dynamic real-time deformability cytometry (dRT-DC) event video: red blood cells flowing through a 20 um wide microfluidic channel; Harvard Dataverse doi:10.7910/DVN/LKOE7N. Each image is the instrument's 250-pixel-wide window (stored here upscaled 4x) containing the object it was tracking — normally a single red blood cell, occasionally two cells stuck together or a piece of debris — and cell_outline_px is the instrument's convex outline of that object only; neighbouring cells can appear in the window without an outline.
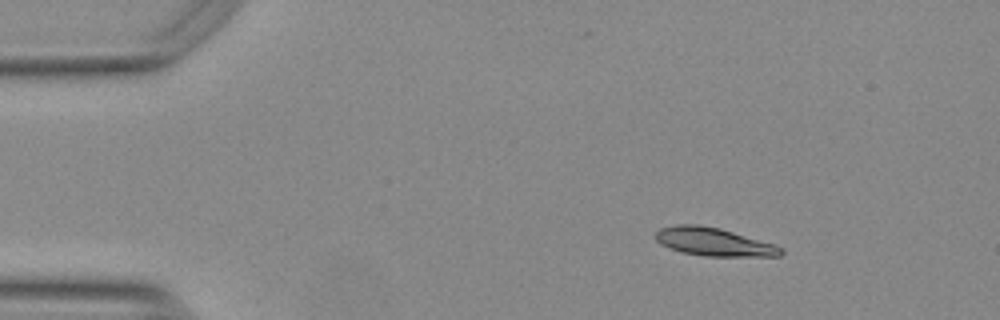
{"species": "Egyptian fruit bat (a non-hibernating species)", "species_latin": "Rousettus aegyptiacus", "temperature_condition": "warm", "stored_images_in_passage": 47, "camera_frame_rate_fps": 3000, "um_per_image_px": 0.085, "animal": {"sex": "female"}, "frame": {"image": 1, "passage_image": 1, "time_ms": 0.0, "image_size_px": [1000, 320], "cell_outline_px": [[784, 252], [780, 256], [704, 256], [680, 252], [668, 248], [660, 244], [656, 240], [656, 232], [660, 228], [676, 224], [696, 224], [720, 228], [776, 244]], "centroid_in_image_um": [60.65, 20.56], "position_along_channel_um": 24.4, "area_um2": 20.69}}
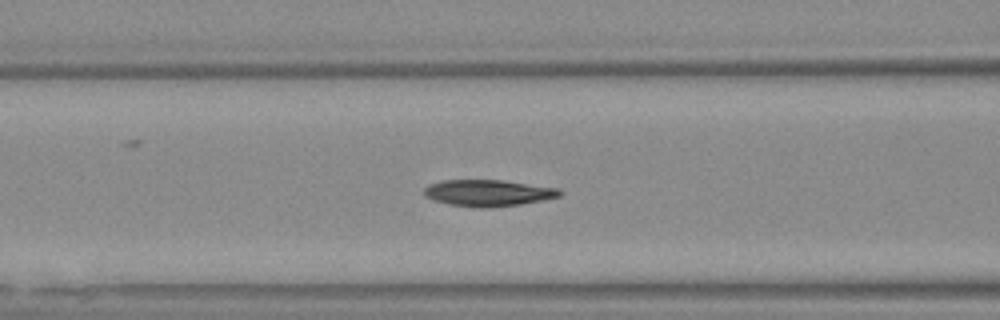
{"frame": {"image": 2, "passage_image": 15, "time_ms": 4.667, "image_size_px": [1000, 320], "cell_outline_px": [[564, 192], [560, 196], [520, 204], [484, 208], [476, 208], [448, 204], [432, 200], [424, 196], [424, 188], [432, 184], [444, 180], [500, 180], [560, 188]], "centroid_in_image_um": [41.48, 16.4], "position_along_channel_um": 125.1, "area_um2": 20.87}}
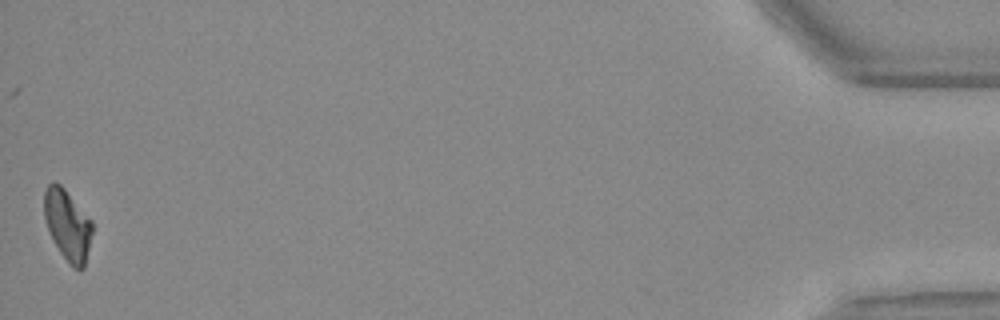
{"frame": {"image": 3, "passage_image": 47, "time_ms": 15.333, "image_size_px": [1000, 320], "cell_outline_px": [[92, 232], [84, 268], [72, 268], [60, 252], [48, 228], [44, 216], [44, 192], [48, 184], [60, 184], [64, 188], [92, 220]], "centroid_in_image_um": [5.75, 19.12], "position_along_channel_um": 429.4, "area_um2": 19.42}, "authors_computed_cell_mechanics": {"area_um2": 20.6924, "velocity_mm_per_s": 3.7602, "shape_relaxation_time_tau1_ms": 7.1471, "shape_relaxation_time_tau2_ms": 4.7135, "deformation_change_tau1": 0.2151, "deformation_change_tau2": 0.1213}}